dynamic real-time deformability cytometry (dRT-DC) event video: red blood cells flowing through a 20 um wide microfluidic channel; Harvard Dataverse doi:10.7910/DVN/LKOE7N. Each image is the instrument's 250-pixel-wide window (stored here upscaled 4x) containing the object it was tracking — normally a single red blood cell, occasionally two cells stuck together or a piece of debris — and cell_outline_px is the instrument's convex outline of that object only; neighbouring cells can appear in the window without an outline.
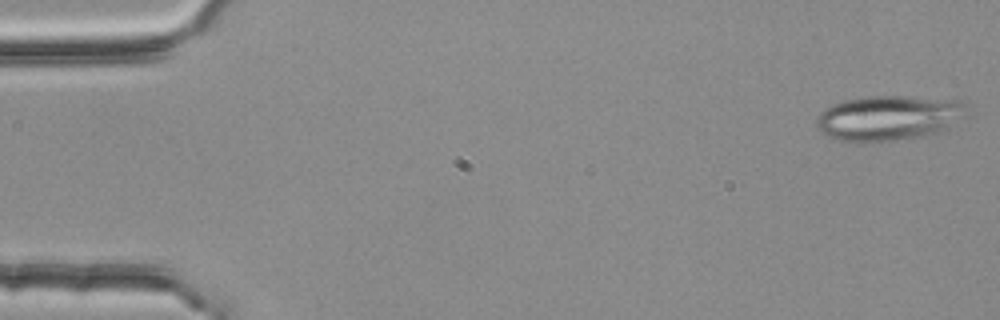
{"species": "common noctule bat (a hibernating species)", "species_latin": "Nyctalus noctula", "temperature_condition": "room temperature", "stored_images_in_passage": 4, "camera_frame_rate_fps": 3000, "um_per_image_px": 0.085, "animal": {"sex": "female", "body_mass_g": 25.1}, "frame": {"image": 1, "passage_image": 1, "time_ms": 0.0, "image_size_px": [1000, 320], "cell_outline_px": [[964, 104], [936, 132], [924, 136], [888, 140], [836, 140], [828, 136], [816, 124], [816, 116], [824, 108], [832, 104], [844, 100], [864, 96], [896, 96], [964, 100]], "centroid_in_image_um": [75.29, 9.98], "position_along_channel_um": 9.7, "area_um2": 37.28}}